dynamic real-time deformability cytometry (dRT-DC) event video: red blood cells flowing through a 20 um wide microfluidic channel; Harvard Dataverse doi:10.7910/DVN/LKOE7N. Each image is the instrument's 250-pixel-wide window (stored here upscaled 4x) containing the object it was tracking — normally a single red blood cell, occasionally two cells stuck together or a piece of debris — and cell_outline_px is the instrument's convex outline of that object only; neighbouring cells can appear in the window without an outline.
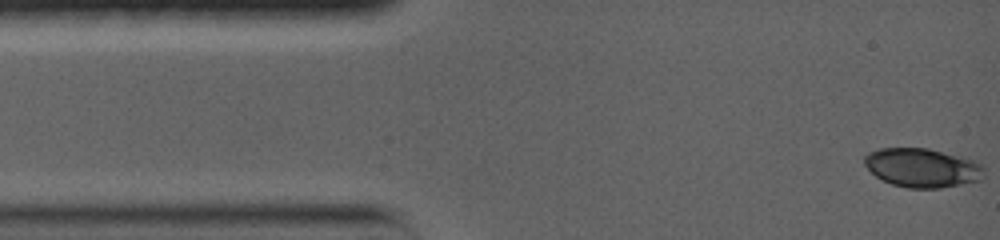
{"species": "common noctule bat (a hibernating species)", "species_latin": "Nyctalus noctula", "temperature_condition": "warm", "stored_images_in_passage": 6, "camera_frame_rate_fps": 5000, "um_per_image_px": 0.085, "animal": {"sex": "female", "body_mass_g": 19.0, "forearm_length_mm": 56.7}, "frame": {"image": 1, "passage_image": 1, "time_ms": 0.0, "image_size_px": [1000, 240], "cell_outline_px": [[984, 168], [980, 180], [940, 188], [908, 188], [892, 184], [876, 176], [864, 164], [864, 156], [868, 152], [880, 148], [928, 148], [960, 156], [972, 160], [980, 164]], "centroid_in_image_um": [78.36, 14.25], "position_along_channel_um": 6.6, "area_um2": 26.93}}